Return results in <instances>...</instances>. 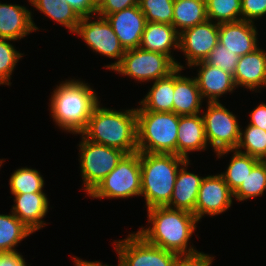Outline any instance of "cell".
Instances as JSON below:
<instances>
[{
	"label": "cell",
	"mask_w": 266,
	"mask_h": 266,
	"mask_svg": "<svg viewBox=\"0 0 266 266\" xmlns=\"http://www.w3.org/2000/svg\"><path fill=\"white\" fill-rule=\"evenodd\" d=\"M105 18L125 51L140 46L147 21L139 5L109 14Z\"/></svg>",
	"instance_id": "14"
},
{
	"label": "cell",
	"mask_w": 266,
	"mask_h": 266,
	"mask_svg": "<svg viewBox=\"0 0 266 266\" xmlns=\"http://www.w3.org/2000/svg\"><path fill=\"white\" fill-rule=\"evenodd\" d=\"M44 181L40 171L31 167H22L16 169L10 176V192L11 194L44 192Z\"/></svg>",
	"instance_id": "30"
},
{
	"label": "cell",
	"mask_w": 266,
	"mask_h": 266,
	"mask_svg": "<svg viewBox=\"0 0 266 266\" xmlns=\"http://www.w3.org/2000/svg\"><path fill=\"white\" fill-rule=\"evenodd\" d=\"M174 71L153 82L136 111L173 112Z\"/></svg>",
	"instance_id": "24"
},
{
	"label": "cell",
	"mask_w": 266,
	"mask_h": 266,
	"mask_svg": "<svg viewBox=\"0 0 266 266\" xmlns=\"http://www.w3.org/2000/svg\"><path fill=\"white\" fill-rule=\"evenodd\" d=\"M208 146L201 113L180 116L177 131V155L189 160V153L201 152Z\"/></svg>",
	"instance_id": "22"
},
{
	"label": "cell",
	"mask_w": 266,
	"mask_h": 266,
	"mask_svg": "<svg viewBox=\"0 0 266 266\" xmlns=\"http://www.w3.org/2000/svg\"><path fill=\"white\" fill-rule=\"evenodd\" d=\"M79 143L80 172L87 196L118 165L125 152L95 143L83 136Z\"/></svg>",
	"instance_id": "7"
},
{
	"label": "cell",
	"mask_w": 266,
	"mask_h": 266,
	"mask_svg": "<svg viewBox=\"0 0 266 266\" xmlns=\"http://www.w3.org/2000/svg\"><path fill=\"white\" fill-rule=\"evenodd\" d=\"M191 67H199L195 77L202 99L207 102H220V97L236 89L233 74L212 66L205 61L193 64Z\"/></svg>",
	"instance_id": "16"
},
{
	"label": "cell",
	"mask_w": 266,
	"mask_h": 266,
	"mask_svg": "<svg viewBox=\"0 0 266 266\" xmlns=\"http://www.w3.org/2000/svg\"><path fill=\"white\" fill-rule=\"evenodd\" d=\"M241 9L242 20L255 23L257 19L266 16V0H241Z\"/></svg>",
	"instance_id": "36"
},
{
	"label": "cell",
	"mask_w": 266,
	"mask_h": 266,
	"mask_svg": "<svg viewBox=\"0 0 266 266\" xmlns=\"http://www.w3.org/2000/svg\"><path fill=\"white\" fill-rule=\"evenodd\" d=\"M139 6L147 22L172 25L174 0H139Z\"/></svg>",
	"instance_id": "33"
},
{
	"label": "cell",
	"mask_w": 266,
	"mask_h": 266,
	"mask_svg": "<svg viewBox=\"0 0 266 266\" xmlns=\"http://www.w3.org/2000/svg\"><path fill=\"white\" fill-rule=\"evenodd\" d=\"M179 35L173 25L147 22L139 47L167 55L176 63L177 67L184 69L185 67L177 62L171 53L175 49L179 51Z\"/></svg>",
	"instance_id": "20"
},
{
	"label": "cell",
	"mask_w": 266,
	"mask_h": 266,
	"mask_svg": "<svg viewBox=\"0 0 266 266\" xmlns=\"http://www.w3.org/2000/svg\"><path fill=\"white\" fill-rule=\"evenodd\" d=\"M0 266H27L25 258L18 251L0 253Z\"/></svg>",
	"instance_id": "41"
},
{
	"label": "cell",
	"mask_w": 266,
	"mask_h": 266,
	"mask_svg": "<svg viewBox=\"0 0 266 266\" xmlns=\"http://www.w3.org/2000/svg\"><path fill=\"white\" fill-rule=\"evenodd\" d=\"M186 161L175 154L140 152L141 196L147 209L170 202L177 173Z\"/></svg>",
	"instance_id": "4"
},
{
	"label": "cell",
	"mask_w": 266,
	"mask_h": 266,
	"mask_svg": "<svg viewBox=\"0 0 266 266\" xmlns=\"http://www.w3.org/2000/svg\"><path fill=\"white\" fill-rule=\"evenodd\" d=\"M257 27L253 22L239 20L219 24L218 42L241 57L259 47Z\"/></svg>",
	"instance_id": "15"
},
{
	"label": "cell",
	"mask_w": 266,
	"mask_h": 266,
	"mask_svg": "<svg viewBox=\"0 0 266 266\" xmlns=\"http://www.w3.org/2000/svg\"><path fill=\"white\" fill-rule=\"evenodd\" d=\"M233 80L237 89L244 87L260 92L259 88L266 87V51L258 47L241 56L233 73Z\"/></svg>",
	"instance_id": "17"
},
{
	"label": "cell",
	"mask_w": 266,
	"mask_h": 266,
	"mask_svg": "<svg viewBox=\"0 0 266 266\" xmlns=\"http://www.w3.org/2000/svg\"><path fill=\"white\" fill-rule=\"evenodd\" d=\"M239 58V56L218 42L217 46L211 50L205 59V62L233 74Z\"/></svg>",
	"instance_id": "35"
},
{
	"label": "cell",
	"mask_w": 266,
	"mask_h": 266,
	"mask_svg": "<svg viewBox=\"0 0 266 266\" xmlns=\"http://www.w3.org/2000/svg\"><path fill=\"white\" fill-rule=\"evenodd\" d=\"M219 24L207 20L180 33L179 50L183 52L186 65L205 61L218 44Z\"/></svg>",
	"instance_id": "12"
},
{
	"label": "cell",
	"mask_w": 266,
	"mask_h": 266,
	"mask_svg": "<svg viewBox=\"0 0 266 266\" xmlns=\"http://www.w3.org/2000/svg\"><path fill=\"white\" fill-rule=\"evenodd\" d=\"M232 152V158H230V163L223 173L220 175L223 177L224 181L227 183L231 191L234 193L247 178L248 174L251 173L252 169L261 161L255 157L248 154L241 153L236 149L233 150H223L216 153L217 158H221L224 155Z\"/></svg>",
	"instance_id": "25"
},
{
	"label": "cell",
	"mask_w": 266,
	"mask_h": 266,
	"mask_svg": "<svg viewBox=\"0 0 266 266\" xmlns=\"http://www.w3.org/2000/svg\"><path fill=\"white\" fill-rule=\"evenodd\" d=\"M10 39L0 38V85H11L10 79L17 63L24 54L11 44Z\"/></svg>",
	"instance_id": "34"
},
{
	"label": "cell",
	"mask_w": 266,
	"mask_h": 266,
	"mask_svg": "<svg viewBox=\"0 0 266 266\" xmlns=\"http://www.w3.org/2000/svg\"><path fill=\"white\" fill-rule=\"evenodd\" d=\"M88 196L100 200L141 196L140 152L126 154Z\"/></svg>",
	"instance_id": "6"
},
{
	"label": "cell",
	"mask_w": 266,
	"mask_h": 266,
	"mask_svg": "<svg viewBox=\"0 0 266 266\" xmlns=\"http://www.w3.org/2000/svg\"><path fill=\"white\" fill-rule=\"evenodd\" d=\"M40 30L25 6L0 2V38L14 41Z\"/></svg>",
	"instance_id": "18"
},
{
	"label": "cell",
	"mask_w": 266,
	"mask_h": 266,
	"mask_svg": "<svg viewBox=\"0 0 266 266\" xmlns=\"http://www.w3.org/2000/svg\"><path fill=\"white\" fill-rule=\"evenodd\" d=\"M207 20L205 0H174L172 25L179 34Z\"/></svg>",
	"instance_id": "26"
},
{
	"label": "cell",
	"mask_w": 266,
	"mask_h": 266,
	"mask_svg": "<svg viewBox=\"0 0 266 266\" xmlns=\"http://www.w3.org/2000/svg\"><path fill=\"white\" fill-rule=\"evenodd\" d=\"M205 2L209 21L221 24L242 20L241 0H205Z\"/></svg>",
	"instance_id": "32"
},
{
	"label": "cell",
	"mask_w": 266,
	"mask_h": 266,
	"mask_svg": "<svg viewBox=\"0 0 266 266\" xmlns=\"http://www.w3.org/2000/svg\"><path fill=\"white\" fill-rule=\"evenodd\" d=\"M214 260L210 254L202 253L195 257H181L175 266H211Z\"/></svg>",
	"instance_id": "39"
},
{
	"label": "cell",
	"mask_w": 266,
	"mask_h": 266,
	"mask_svg": "<svg viewBox=\"0 0 266 266\" xmlns=\"http://www.w3.org/2000/svg\"><path fill=\"white\" fill-rule=\"evenodd\" d=\"M266 191V161H260L248 174L245 181L233 193L234 198L246 201L250 198L263 196Z\"/></svg>",
	"instance_id": "31"
},
{
	"label": "cell",
	"mask_w": 266,
	"mask_h": 266,
	"mask_svg": "<svg viewBox=\"0 0 266 266\" xmlns=\"http://www.w3.org/2000/svg\"><path fill=\"white\" fill-rule=\"evenodd\" d=\"M137 112V152L177 155L179 115L174 112Z\"/></svg>",
	"instance_id": "5"
},
{
	"label": "cell",
	"mask_w": 266,
	"mask_h": 266,
	"mask_svg": "<svg viewBox=\"0 0 266 266\" xmlns=\"http://www.w3.org/2000/svg\"><path fill=\"white\" fill-rule=\"evenodd\" d=\"M80 136L92 142L119 149L126 154L135 153L137 152L136 109L117 111L101 107L99 103Z\"/></svg>",
	"instance_id": "3"
},
{
	"label": "cell",
	"mask_w": 266,
	"mask_h": 266,
	"mask_svg": "<svg viewBox=\"0 0 266 266\" xmlns=\"http://www.w3.org/2000/svg\"><path fill=\"white\" fill-rule=\"evenodd\" d=\"M32 233L12 212L0 214V253L16 252L18 243Z\"/></svg>",
	"instance_id": "28"
},
{
	"label": "cell",
	"mask_w": 266,
	"mask_h": 266,
	"mask_svg": "<svg viewBox=\"0 0 266 266\" xmlns=\"http://www.w3.org/2000/svg\"><path fill=\"white\" fill-rule=\"evenodd\" d=\"M92 18L96 20L92 21ZM73 34L82 37L93 52L117 59L114 63L105 65V68L113 71L120 64L125 50L105 17L98 14L82 17Z\"/></svg>",
	"instance_id": "11"
},
{
	"label": "cell",
	"mask_w": 266,
	"mask_h": 266,
	"mask_svg": "<svg viewBox=\"0 0 266 266\" xmlns=\"http://www.w3.org/2000/svg\"><path fill=\"white\" fill-rule=\"evenodd\" d=\"M250 122L248 124L264 129L266 131V104L260 103L254 108L250 114Z\"/></svg>",
	"instance_id": "40"
},
{
	"label": "cell",
	"mask_w": 266,
	"mask_h": 266,
	"mask_svg": "<svg viewBox=\"0 0 266 266\" xmlns=\"http://www.w3.org/2000/svg\"><path fill=\"white\" fill-rule=\"evenodd\" d=\"M115 251L122 266H175L178 254L148 243L137 232L115 240Z\"/></svg>",
	"instance_id": "10"
},
{
	"label": "cell",
	"mask_w": 266,
	"mask_h": 266,
	"mask_svg": "<svg viewBox=\"0 0 266 266\" xmlns=\"http://www.w3.org/2000/svg\"><path fill=\"white\" fill-rule=\"evenodd\" d=\"M92 4L98 9L101 4L104 2V0H90Z\"/></svg>",
	"instance_id": "43"
},
{
	"label": "cell",
	"mask_w": 266,
	"mask_h": 266,
	"mask_svg": "<svg viewBox=\"0 0 266 266\" xmlns=\"http://www.w3.org/2000/svg\"><path fill=\"white\" fill-rule=\"evenodd\" d=\"M205 135L208 145L217 153L236 149L240 139L241 126L237 116L220 102H207L202 111Z\"/></svg>",
	"instance_id": "9"
},
{
	"label": "cell",
	"mask_w": 266,
	"mask_h": 266,
	"mask_svg": "<svg viewBox=\"0 0 266 266\" xmlns=\"http://www.w3.org/2000/svg\"><path fill=\"white\" fill-rule=\"evenodd\" d=\"M190 160H187L180 168L175 179L173 194L166 205L172 209H179L194 214L198 191L204 177L187 171Z\"/></svg>",
	"instance_id": "23"
},
{
	"label": "cell",
	"mask_w": 266,
	"mask_h": 266,
	"mask_svg": "<svg viewBox=\"0 0 266 266\" xmlns=\"http://www.w3.org/2000/svg\"><path fill=\"white\" fill-rule=\"evenodd\" d=\"M176 68V63L169 56L138 47L126 50L113 71L138 82H154L168 76Z\"/></svg>",
	"instance_id": "8"
},
{
	"label": "cell",
	"mask_w": 266,
	"mask_h": 266,
	"mask_svg": "<svg viewBox=\"0 0 266 266\" xmlns=\"http://www.w3.org/2000/svg\"><path fill=\"white\" fill-rule=\"evenodd\" d=\"M147 211L150 226H142L137 233L148 243L180 257H195L204 253L188 245L199 222L193 213L167 206H156Z\"/></svg>",
	"instance_id": "1"
},
{
	"label": "cell",
	"mask_w": 266,
	"mask_h": 266,
	"mask_svg": "<svg viewBox=\"0 0 266 266\" xmlns=\"http://www.w3.org/2000/svg\"><path fill=\"white\" fill-rule=\"evenodd\" d=\"M68 3L82 18L97 14V8L90 0H64Z\"/></svg>",
	"instance_id": "38"
},
{
	"label": "cell",
	"mask_w": 266,
	"mask_h": 266,
	"mask_svg": "<svg viewBox=\"0 0 266 266\" xmlns=\"http://www.w3.org/2000/svg\"><path fill=\"white\" fill-rule=\"evenodd\" d=\"M96 92L85 81L68 79L60 82L50 97V115L60 130L81 134L100 103Z\"/></svg>",
	"instance_id": "2"
},
{
	"label": "cell",
	"mask_w": 266,
	"mask_h": 266,
	"mask_svg": "<svg viewBox=\"0 0 266 266\" xmlns=\"http://www.w3.org/2000/svg\"><path fill=\"white\" fill-rule=\"evenodd\" d=\"M237 151L266 161V131L248 124L241 128Z\"/></svg>",
	"instance_id": "29"
},
{
	"label": "cell",
	"mask_w": 266,
	"mask_h": 266,
	"mask_svg": "<svg viewBox=\"0 0 266 266\" xmlns=\"http://www.w3.org/2000/svg\"><path fill=\"white\" fill-rule=\"evenodd\" d=\"M72 260H74L75 266H109L107 264H103L100 261H87V260H82L79 257H73ZM118 266H122L120 261H118ZM113 266V265H110Z\"/></svg>",
	"instance_id": "42"
},
{
	"label": "cell",
	"mask_w": 266,
	"mask_h": 266,
	"mask_svg": "<svg viewBox=\"0 0 266 266\" xmlns=\"http://www.w3.org/2000/svg\"><path fill=\"white\" fill-rule=\"evenodd\" d=\"M12 195L15 204L11 212L33 233L47 225L43 218L49 210V201L44 192Z\"/></svg>",
	"instance_id": "19"
},
{
	"label": "cell",
	"mask_w": 266,
	"mask_h": 266,
	"mask_svg": "<svg viewBox=\"0 0 266 266\" xmlns=\"http://www.w3.org/2000/svg\"><path fill=\"white\" fill-rule=\"evenodd\" d=\"M139 5V0H104L101 6L97 9V14L107 16L109 14L121 11Z\"/></svg>",
	"instance_id": "37"
},
{
	"label": "cell",
	"mask_w": 266,
	"mask_h": 266,
	"mask_svg": "<svg viewBox=\"0 0 266 266\" xmlns=\"http://www.w3.org/2000/svg\"><path fill=\"white\" fill-rule=\"evenodd\" d=\"M233 199V192L220 174L208 175L199 188L194 215L198 221L206 215H220L230 209Z\"/></svg>",
	"instance_id": "13"
},
{
	"label": "cell",
	"mask_w": 266,
	"mask_h": 266,
	"mask_svg": "<svg viewBox=\"0 0 266 266\" xmlns=\"http://www.w3.org/2000/svg\"><path fill=\"white\" fill-rule=\"evenodd\" d=\"M183 69L174 70L173 112L179 116L201 113L202 99L195 77L181 75Z\"/></svg>",
	"instance_id": "21"
},
{
	"label": "cell",
	"mask_w": 266,
	"mask_h": 266,
	"mask_svg": "<svg viewBox=\"0 0 266 266\" xmlns=\"http://www.w3.org/2000/svg\"><path fill=\"white\" fill-rule=\"evenodd\" d=\"M3 162H5V160L4 159H0V168H1Z\"/></svg>",
	"instance_id": "44"
},
{
	"label": "cell",
	"mask_w": 266,
	"mask_h": 266,
	"mask_svg": "<svg viewBox=\"0 0 266 266\" xmlns=\"http://www.w3.org/2000/svg\"><path fill=\"white\" fill-rule=\"evenodd\" d=\"M31 6L41 11L46 17L65 26L69 32L74 33L81 17L64 0H28Z\"/></svg>",
	"instance_id": "27"
}]
</instances>
